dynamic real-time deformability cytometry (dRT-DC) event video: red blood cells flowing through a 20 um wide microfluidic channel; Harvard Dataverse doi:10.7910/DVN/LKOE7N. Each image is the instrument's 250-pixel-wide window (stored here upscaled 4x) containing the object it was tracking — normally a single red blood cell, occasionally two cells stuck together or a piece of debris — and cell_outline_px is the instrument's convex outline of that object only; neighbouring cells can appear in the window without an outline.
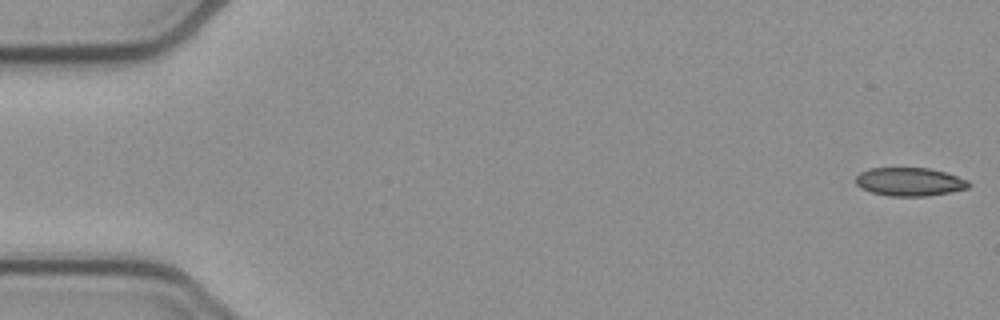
{"species": "common noctule bat (a hibernating species)", "species_latin": "Nyctalus noctula", "temperature_condition": "cold", "stored_images_in_passage": 8, "camera_frame_rate_fps": 3000, "um_per_image_px": 0.085, "animal": {"sex": "female", "body_mass_g": 21.9}, "frame": {"image": 1, "passage_image": 1, "time_ms": 0.0, "image_size_px": [1000, 320], "cell_outline_px": [[972, 184], [968, 188], [928, 196], [888, 196], [872, 192], [860, 188], [856, 184], [856, 176], [860, 172], [868, 168], [928, 168], [944, 172], [968, 180]], "centroid_in_image_um": [77.29, 15.45], "position_along_channel_um": 7.7, "area_um2": 18.67}}